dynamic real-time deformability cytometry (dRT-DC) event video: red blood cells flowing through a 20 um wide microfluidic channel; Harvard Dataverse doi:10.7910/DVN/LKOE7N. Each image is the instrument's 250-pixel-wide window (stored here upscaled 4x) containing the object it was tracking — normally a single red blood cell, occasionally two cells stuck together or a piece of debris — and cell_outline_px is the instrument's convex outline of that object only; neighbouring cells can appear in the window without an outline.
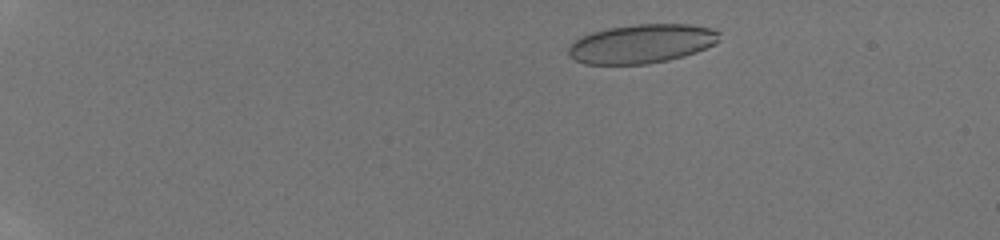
{"species": "human", "species_latin": "Homo sapiens", "temperature_condition": "room temperature", "stored_images_in_passage": 46, "camera_frame_rate_fps": 3000, "um_per_image_px": 0.085, "donor": {"sex": "male"}, "frame": {"image": 1, "passage_image": 5, "time_ms": 1.667, "image_size_px": [1000, 240], "cell_outline_px": [[720, 40], [696, 52], [684, 56], [668, 60], [648, 64], [584, 64], [568, 56], [568, 48], [580, 36], [592, 32], [608, 28], [636, 24], [688, 24], [712, 28], [720, 32]], "centroid_in_image_um": [54.54, 3.71], "position_along_channel_um": 30.5, "area_um2": 34.28}}
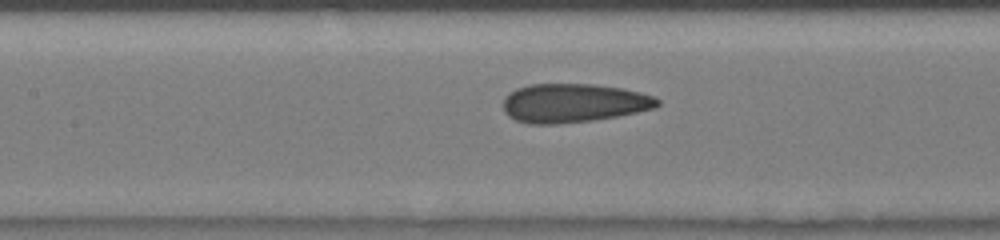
{"frame": {"image": 2, "passage_image": 25, "time_ms": 7.667, "image_size_px": [1000, 240], "cell_outline_px": [[660, 104], [656, 108], [616, 116], [592, 120], [556, 124], [528, 124], [516, 120], [508, 116], [504, 112], [504, 96], [508, 92], [516, 88], [528, 84], [592, 84], [624, 88], [640, 92], [652, 96], [660, 100]], "centroid_in_image_um": [48.72, 8.75], "position_along_channel_um": 158.7, "area_um2": 35.08}}
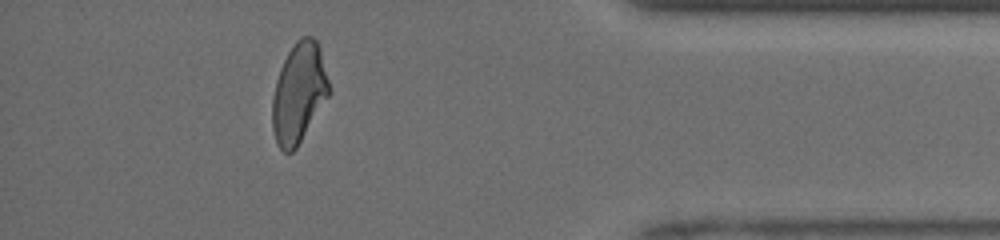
{"frame": {"image": 3, "passage_image": 41, "time_ms": 14.333, "image_size_px": [1000, 240], "cell_outline_px": [[332, 92], [296, 148], [292, 152], [284, 152], [276, 144], [272, 128], [272, 96], [276, 80], [280, 68], [288, 52], [296, 40], [300, 36], [312, 36], [316, 40], [320, 48]], "centroid_in_image_um": [25.41, 7.89], "position_along_channel_um": 409.8, "area_um2": 33.35}, "authors_computed_cell_mechanics": {"area_um2": 34.4777, "velocity_mm_per_s": 4.1478, "shape_relaxation_time_tau1_ms": null, "shape_relaxation_time_tau2_ms": 0.974, "deformation_change_tau1": null, "deformation_change_tau2": 0.0986}}